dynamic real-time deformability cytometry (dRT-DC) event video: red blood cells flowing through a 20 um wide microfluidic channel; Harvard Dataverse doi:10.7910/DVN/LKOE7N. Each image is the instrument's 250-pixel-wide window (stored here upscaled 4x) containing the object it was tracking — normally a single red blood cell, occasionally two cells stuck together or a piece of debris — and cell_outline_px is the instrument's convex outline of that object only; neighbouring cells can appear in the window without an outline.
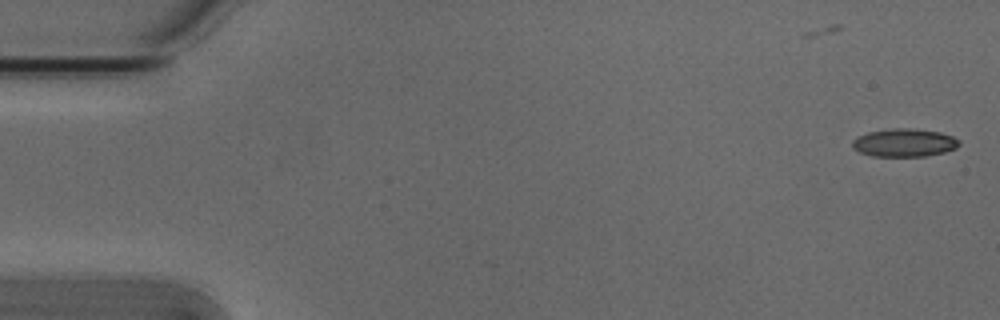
{"species": "Egyptian fruit bat (a non-hibernating species)", "species_latin": "Rousettus aegyptiacus", "temperature_condition": "cold", "stored_images_in_passage": 5, "camera_frame_rate_fps": 3000, "um_per_image_px": 0.085, "animal": {"sex": "male"}, "frame": {"image": 1, "passage_image": 1, "time_ms": 0.0, "image_size_px": [1000, 320], "cell_outline_px": [[960, 144], [956, 148], [944, 152], [924, 156], [872, 156], [860, 152], [852, 148], [852, 140], [856, 136], [868, 132], [892, 128], [912, 128], [940, 132], [952, 136], [960, 140]], "centroid_in_image_um": [76.85, 12.12], "position_along_channel_um": 8.2, "area_um2": 17.57}}
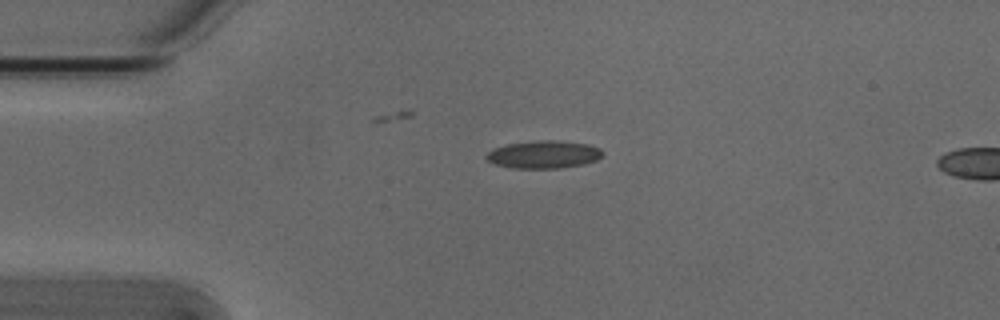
{"frame": {"image": 2, "passage_image": 4, "time_ms": 1.0, "image_size_px": [1000, 320], "cell_outline_px": [[604, 152], [596, 160], [584, 164], [560, 168], [512, 168], [496, 164], [488, 160], [484, 156], [488, 152], [496, 148], [508, 144], [540, 140], [556, 140], [588, 144], [600, 148]], "centroid_in_image_um": [46.24, 13.13], "position_along_channel_um": 38.8, "area_um2": 18.61}}